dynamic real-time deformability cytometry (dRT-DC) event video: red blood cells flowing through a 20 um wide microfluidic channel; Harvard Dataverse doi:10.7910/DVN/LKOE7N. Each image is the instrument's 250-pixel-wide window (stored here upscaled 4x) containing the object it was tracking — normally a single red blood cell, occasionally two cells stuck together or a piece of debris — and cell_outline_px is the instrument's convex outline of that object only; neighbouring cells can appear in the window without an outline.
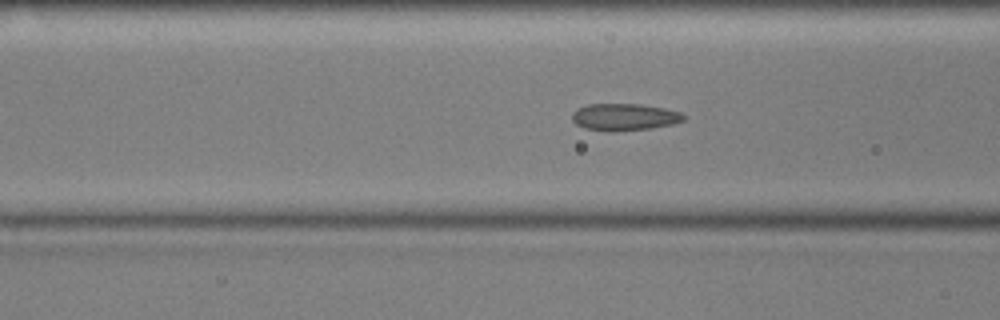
{"species": "common noctule bat (a hibernating species)", "species_latin": "Nyctalus noctula", "temperature_condition": "cold", "stored_images_in_passage": 56, "camera_frame_rate_fps": 3000, "um_per_image_px": 0.085, "animal": {"sex": "male", "body_mass_g": 17.9, "forearm_length_mm": 54.2}, "frame": {"image": 1, "passage_image": 21, "time_ms": 6.667, "image_size_px": [1000, 320], "cell_outline_px": [[684, 120], [672, 124], [652, 128], [612, 132], [584, 128], [576, 124], [572, 120], [572, 112], [576, 108], [588, 104], [640, 104], [664, 108], [680, 112], [684, 116]], "centroid_in_image_um": [53.03, 9.95], "position_along_channel_um": 113.6, "area_um2": 17.63}}
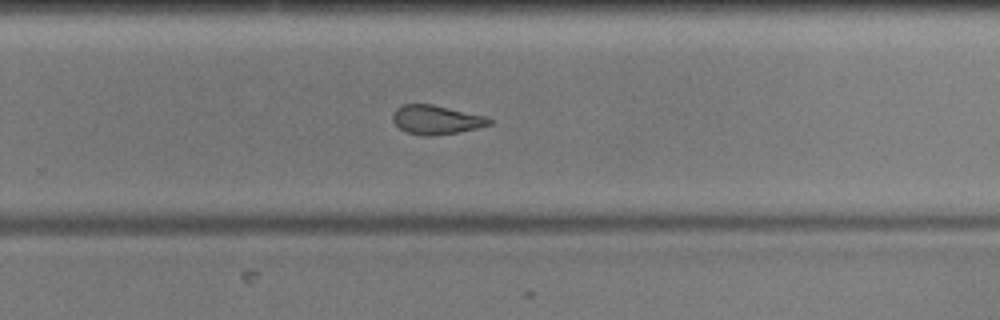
{"frame": {"image": 2, "passage_image": 36, "time_ms": 11.667, "image_size_px": [1000, 320], "cell_outline_px": [[492, 124], [476, 128], [456, 132], [428, 136], [424, 136], [408, 132], [400, 128], [392, 120], [392, 112], [396, 108], [404, 104], [432, 104], [488, 116], [492, 120]], "centroid_in_image_um": [37.08, 10.16], "position_along_channel_um": 292.7, "area_um2": 16.3}}
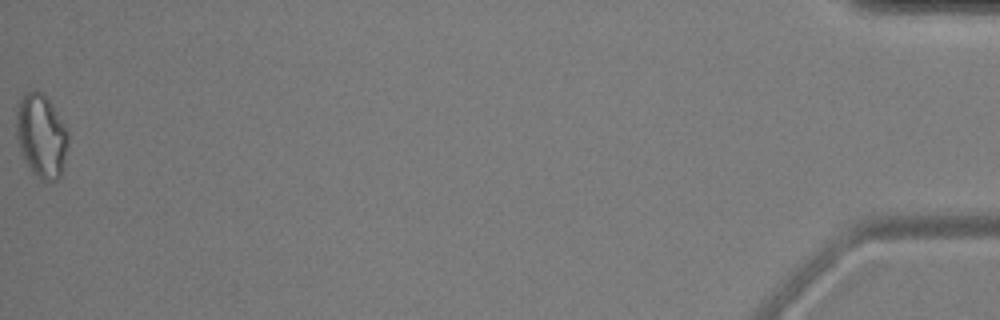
{"frame": {"image": 3, "passage_image": 56, "time_ms": 18.333, "image_size_px": [1000, 320], "cell_outline_px": [[68, 144], [60, 176], [52, 184], [40, 180], [32, 172], [24, 160], [20, 152], [16, 136], [16, 108], [20, 96], [24, 92], [32, 88], [36, 88], [44, 92], [68, 128]], "centroid_in_image_um": [3.49, 11.5], "position_along_channel_um": 431.7, "area_um2": 26.18}, "authors_computed_cell_mechanics": {"area_um2": 17.7446, "velocity_mm_per_s": 3.5854, "shape_relaxation_time_tau1_ms": 10.82, "shape_relaxation_time_tau2_ms": 2.0558, "deformation_change_tau1": 0.1789, "deformation_change_tau2": 0.0919}}